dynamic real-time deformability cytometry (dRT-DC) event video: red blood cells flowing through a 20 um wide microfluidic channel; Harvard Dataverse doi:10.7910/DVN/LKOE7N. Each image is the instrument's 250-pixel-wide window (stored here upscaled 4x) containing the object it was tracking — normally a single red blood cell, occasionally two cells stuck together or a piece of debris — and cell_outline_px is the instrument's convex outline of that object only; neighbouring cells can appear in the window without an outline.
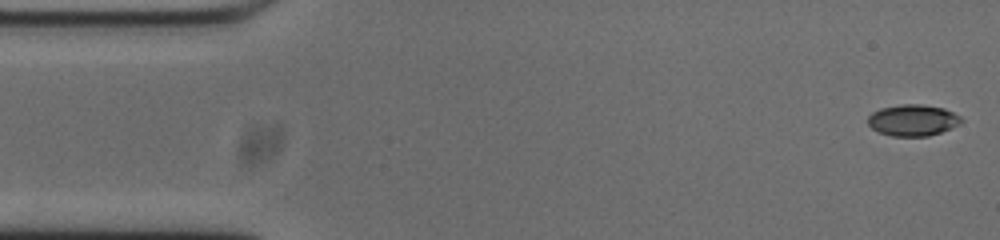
{"species": "common noctule bat (a hibernating species)", "species_latin": "Nyctalus noctula", "temperature_condition": "cold", "stored_images_in_passage": 53, "camera_frame_rate_fps": 3000, "um_per_image_px": 0.085, "animal": {"sex": "male", "body_mass_g": 20.0, "forearm_length_mm": 53.3}, "frame": {"image": 1, "passage_image": 1, "time_ms": 0.0, "image_size_px": [1000, 240], "cell_outline_px": [[964, 120], [960, 124], [952, 128], [928, 136], [892, 136], [880, 132], [872, 128], [868, 124], [868, 116], [872, 112], [880, 108], [900, 104], [920, 104], [944, 108], [960, 116]], "centroid_in_image_um": [77.6, 10.21], "position_along_channel_um": 7.4, "area_um2": 17.11}}
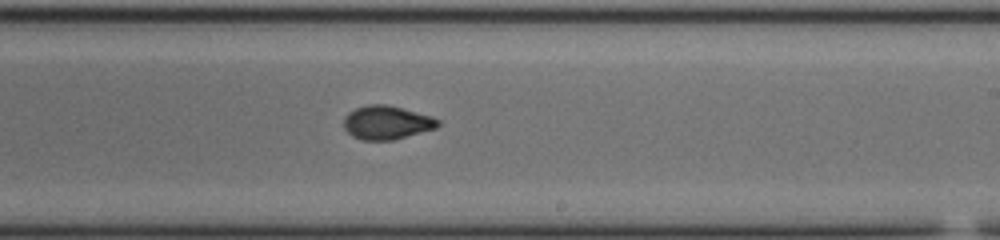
{"frame": {"image": 2, "passage_image": 30, "time_ms": 9.667, "image_size_px": [1000, 240], "cell_outline_px": [[440, 124], [436, 128], [392, 140], [360, 140], [352, 136], [344, 128], [344, 116], [348, 112], [356, 108], [368, 104], [388, 104], [404, 108], [432, 116], [440, 120]], "centroid_in_image_um": [32.86, 10.4], "position_along_channel_um": 256.1, "area_um2": 18.61}}
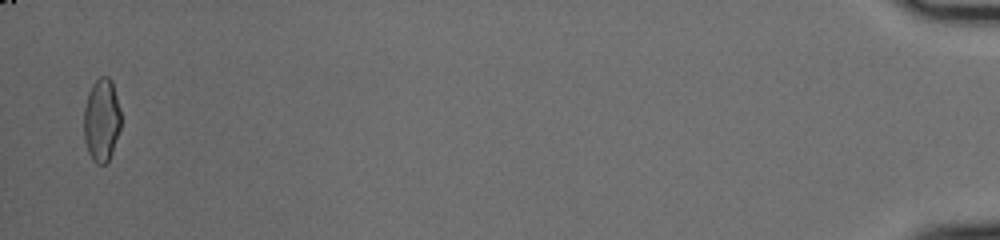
{"frame": {"image": 3, "passage_image": 52, "time_ms": 17.0, "image_size_px": [1000, 240], "cell_outline_px": [[120, 128], [112, 152], [108, 160], [104, 164], [96, 164], [92, 160], [88, 152], [84, 140], [84, 108], [88, 92], [92, 84], [100, 76], [108, 76], [112, 80], [120, 108]], "centroid_in_image_um": [8.62, 10.19], "position_along_channel_um": 426.6, "area_um2": 18.03}, "authors_computed_cell_mechanics": {"area_um2": 18.1492, "velocity_mm_per_s": 3.7416, "shape_relaxation_time_tau1_ms": 9.2057, "shape_relaxation_time_tau2_ms": 1.3745, "deformation_change_tau1": 0.2172, "deformation_change_tau2": 0.0581}}